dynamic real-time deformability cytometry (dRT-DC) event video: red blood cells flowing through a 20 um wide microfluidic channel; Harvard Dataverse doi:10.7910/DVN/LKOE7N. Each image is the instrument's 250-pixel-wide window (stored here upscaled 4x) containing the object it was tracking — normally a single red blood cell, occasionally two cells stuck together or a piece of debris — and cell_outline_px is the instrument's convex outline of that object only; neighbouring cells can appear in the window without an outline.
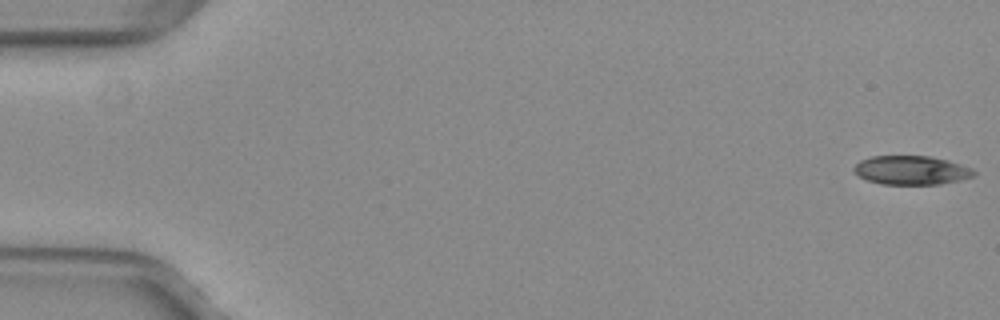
{"species": "common noctule bat (a hibernating species)", "species_latin": "Nyctalus noctula", "temperature_condition": "warm", "stored_images_in_passage": 13, "camera_frame_rate_fps": 3000, "um_per_image_px": 0.085, "animal": {"sex": "female", "body_mass_g": 29.2, "forearm_length_mm": 56.3}, "frame": {"image": 1, "passage_image": 1, "time_ms": 0.0, "image_size_px": [1000, 320], "cell_outline_px": [[976, 176], [960, 180], [940, 184], [880, 184], [868, 180], [860, 176], [852, 168], [860, 160], [872, 156], [932, 156], [948, 160], [972, 168], [976, 172]], "centroid_in_image_um": [77.5, 14.46], "position_along_channel_um": 7.5, "area_um2": 20.23}}
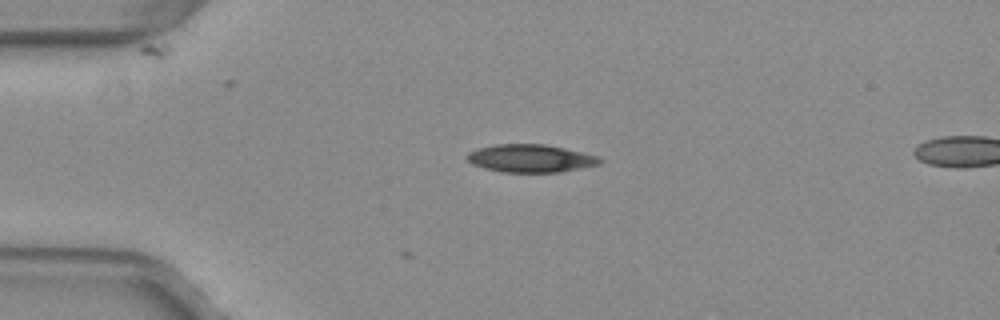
{"frame": {"image": 2, "passage_image": 13, "time_ms": 4.0, "image_size_px": [1000, 320], "cell_outline_px": [[604, 160], [600, 164], [560, 172], [500, 172], [484, 168], [472, 164], [468, 160], [468, 152], [476, 148], [496, 144], [544, 144], [564, 148], [596, 156]], "centroid_in_image_um": [45.07, 13.46], "position_along_channel_um": 39.9, "area_um2": 21.44}}